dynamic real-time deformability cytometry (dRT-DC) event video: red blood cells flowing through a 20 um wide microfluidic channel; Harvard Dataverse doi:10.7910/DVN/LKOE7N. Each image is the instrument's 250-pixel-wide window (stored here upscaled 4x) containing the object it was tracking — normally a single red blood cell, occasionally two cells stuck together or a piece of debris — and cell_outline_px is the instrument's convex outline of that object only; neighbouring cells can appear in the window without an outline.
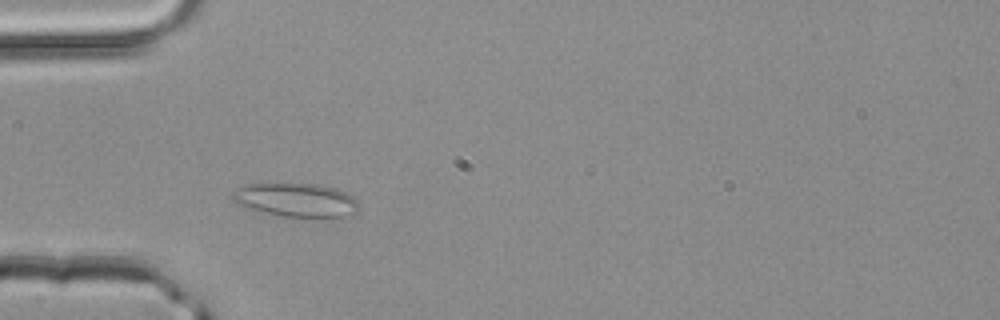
{"species": "common noctule bat (a hibernating species)", "species_latin": "Nyctalus noctula", "temperature_condition": "room temperature", "stored_images_in_passage": 33, "camera_frame_rate_fps": 3000, "um_per_image_px": 0.085, "animal": {"sex": "male", "body_mass_g": 20.4}, "frame": {"image": 1, "passage_image": 5, "time_ms": 1.333, "image_size_px": [1000, 320], "cell_outline_px": [[356, 208], [340, 216], [288, 216], [268, 212], [252, 208], [236, 200], [232, 196], [240, 188], [256, 184], [300, 184], [332, 188], [344, 192], [352, 196], [356, 204]], "centroid_in_image_um": [25.17, 16.98], "position_along_channel_um": 59.8, "area_um2": 22.6}}
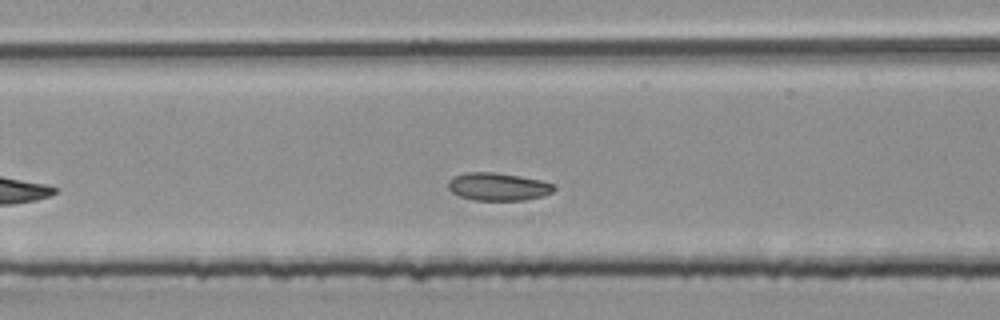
{"frame": {"image": 2, "passage_image": 13, "time_ms": 4.0, "image_size_px": [1000, 320], "cell_outline_px": [[556, 188], [552, 192], [540, 196], [524, 200], [476, 200], [460, 196], [452, 192], [448, 188], [448, 184], [456, 176], [468, 172], [492, 172], [520, 176], [540, 180], [552, 184]], "centroid_in_image_um": [42.35, 15.87], "position_along_channel_um": 165.1, "area_um2": 16.76}}
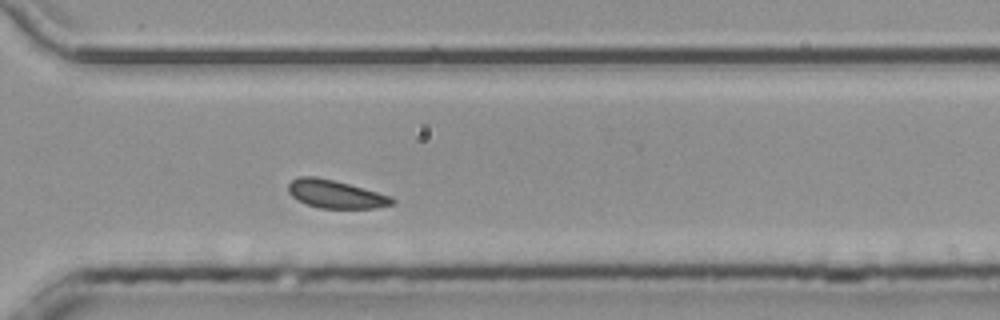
{"frame": {"image": 3, "passage_image": 26, "time_ms": 8.333, "image_size_px": [1000, 320], "cell_outline_px": [[396, 200], [392, 204], [376, 208], [320, 208], [296, 200], [288, 192], [288, 184], [296, 176], [316, 176], [348, 184], [392, 196]], "centroid_in_image_um": [28.5, 16.5], "position_along_channel_um": 342.1, "area_um2": 16.94}, "authors_computed_cell_mechanics": {"area_um2": 17.051, "velocity_mm_per_s": 4.0998, "shape_relaxation_time_tau1_ms": 0.9337, "shape_relaxation_time_tau2_ms": null, "deformation_change_tau1": 0.0477, "deformation_change_tau2": null}}